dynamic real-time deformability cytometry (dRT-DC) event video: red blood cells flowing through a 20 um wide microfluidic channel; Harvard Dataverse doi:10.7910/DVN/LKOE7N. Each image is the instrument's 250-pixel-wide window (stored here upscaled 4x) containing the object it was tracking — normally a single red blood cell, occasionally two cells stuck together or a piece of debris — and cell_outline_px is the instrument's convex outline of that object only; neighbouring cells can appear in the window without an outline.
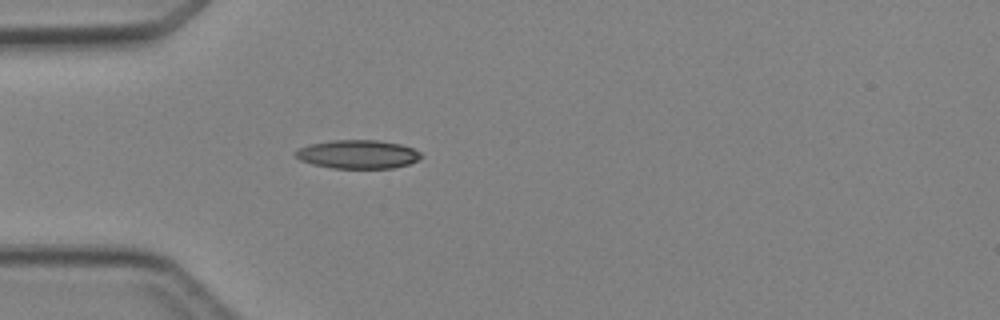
{"species": "Egyptian fruit bat (a non-hibernating species)", "species_latin": "Rousettus aegyptiacus", "temperature_condition": "cold", "stored_images_in_passage": 37, "camera_frame_rate_fps": 3000, "um_per_image_px": 0.085, "animal": {"sex": "female"}, "frame": {"image": 1, "passage_image": 5, "time_ms": 1.333, "image_size_px": [1000, 320], "cell_outline_px": [[424, 156], [408, 164], [392, 168], [332, 168], [312, 164], [300, 160], [292, 152], [308, 144], [332, 140], [376, 140], [400, 144], [412, 148], [420, 152]], "centroid_in_image_um": [30.39, 13.11], "position_along_channel_um": 54.6, "area_um2": 20.92}}
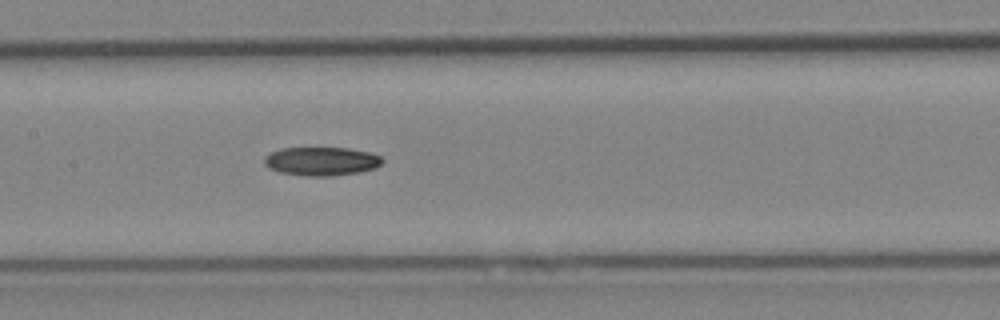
{"frame": {"image": 2, "passage_image": 14, "time_ms": 4.333, "image_size_px": [1000, 320], "cell_outline_px": [[384, 160], [376, 168], [356, 172], [328, 176], [308, 176], [280, 172], [268, 168], [264, 164], [264, 156], [280, 148], [348, 148], [368, 152], [380, 156]], "centroid_in_image_um": [27.29, 13.7], "position_along_channel_um": 180.1, "area_um2": 19.54}}
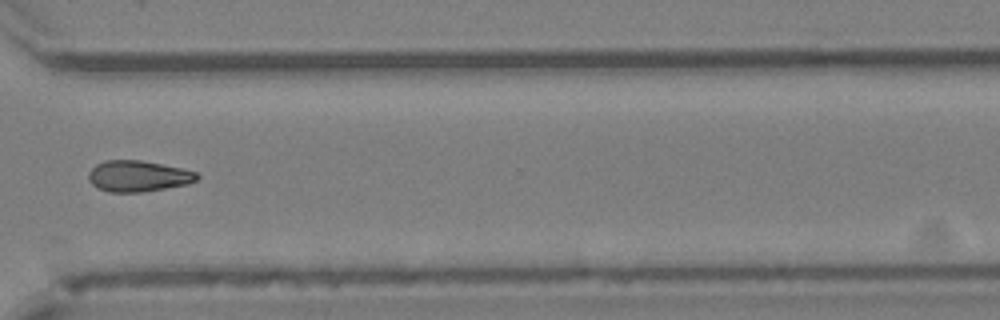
{"frame": {"image": 3, "passage_image": 26, "time_ms": 8.333, "image_size_px": [1000, 320], "cell_outline_px": [[200, 176], [196, 180], [188, 184], [140, 192], [108, 192], [96, 188], [88, 180], [88, 172], [96, 164], [104, 160], [140, 160], [184, 168], [196, 172]], "centroid_in_image_um": [11.72, 14.96], "position_along_channel_um": 358.9, "area_um2": 19.77}}